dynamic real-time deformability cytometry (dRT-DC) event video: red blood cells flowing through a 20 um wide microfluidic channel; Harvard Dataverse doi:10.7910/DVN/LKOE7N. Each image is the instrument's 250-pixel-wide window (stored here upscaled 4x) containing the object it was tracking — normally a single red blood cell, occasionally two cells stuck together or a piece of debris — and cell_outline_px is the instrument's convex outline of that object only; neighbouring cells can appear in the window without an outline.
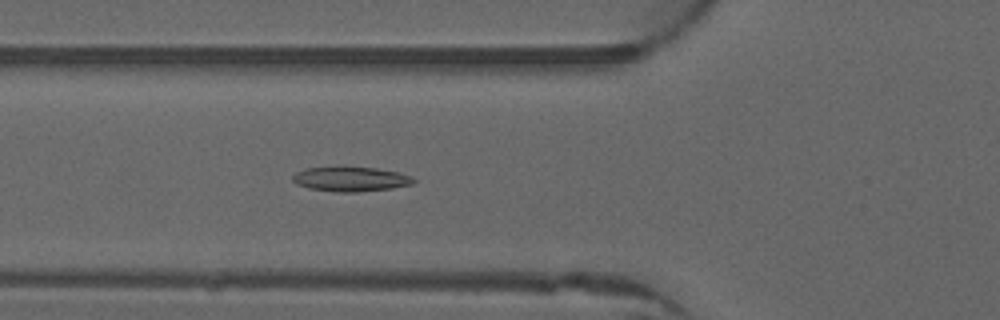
{"species": "common noctule bat (a hibernating species)", "species_latin": "Nyctalus noctula", "temperature_condition": "warm", "stored_images_in_passage": 21, "camera_frame_rate_fps": 3000, "um_per_image_px": 0.085, "animal": {"sex": "male", "forearm_length_mm": 52.5}, "frame": {"image": 1, "passage_image": 3, "time_ms": 0.667, "image_size_px": [1000, 320], "cell_outline_px": [[416, 180], [412, 184], [392, 188], [356, 192], [336, 192], [308, 188], [296, 184], [292, 180], [292, 176], [296, 172], [304, 168], [344, 164], [376, 168], [400, 172], [412, 176]], "centroid_in_image_um": [29.77, 15.17], "position_along_channel_um": 96.0, "area_um2": 18.21}}
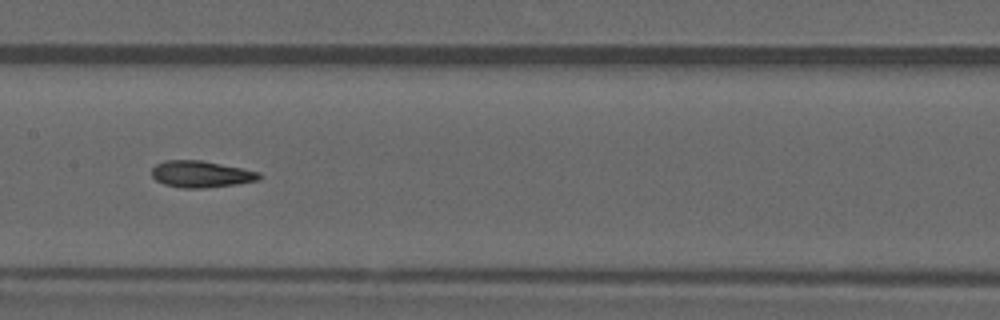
{"frame": {"image": 2, "passage_image": 10, "time_ms": 3.0, "image_size_px": [1000, 320], "cell_outline_px": [[260, 180], [236, 184], [204, 188], [180, 188], [164, 184], [156, 180], [152, 176], [152, 168], [156, 164], [164, 160], [200, 160], [260, 172]], "centroid_in_image_um": [17.06, 14.8], "position_along_channel_um": 190.3, "area_um2": 16.59}}
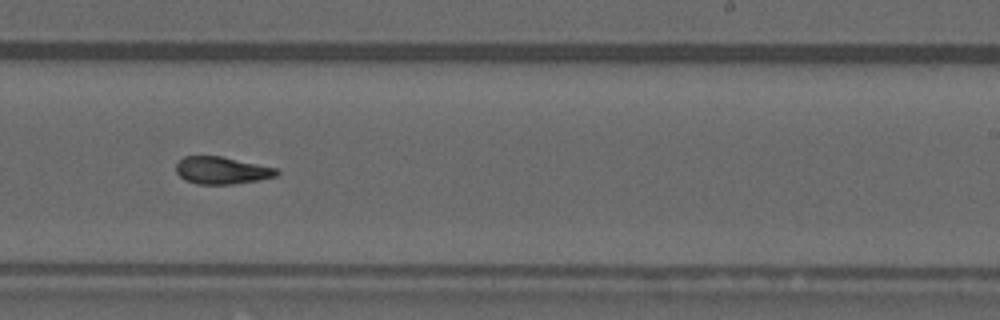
{"frame": {"image": 3, "passage_image": 16, "time_ms": 5.0, "image_size_px": [1000, 320], "cell_outline_px": [[280, 172], [276, 176], [260, 180], [232, 184], [196, 184], [184, 180], [176, 172], [176, 164], [184, 156], [220, 156], [276, 168]], "centroid_in_image_um": [18.83, 14.49], "position_along_channel_um": 270.2, "area_um2": 15.95}}